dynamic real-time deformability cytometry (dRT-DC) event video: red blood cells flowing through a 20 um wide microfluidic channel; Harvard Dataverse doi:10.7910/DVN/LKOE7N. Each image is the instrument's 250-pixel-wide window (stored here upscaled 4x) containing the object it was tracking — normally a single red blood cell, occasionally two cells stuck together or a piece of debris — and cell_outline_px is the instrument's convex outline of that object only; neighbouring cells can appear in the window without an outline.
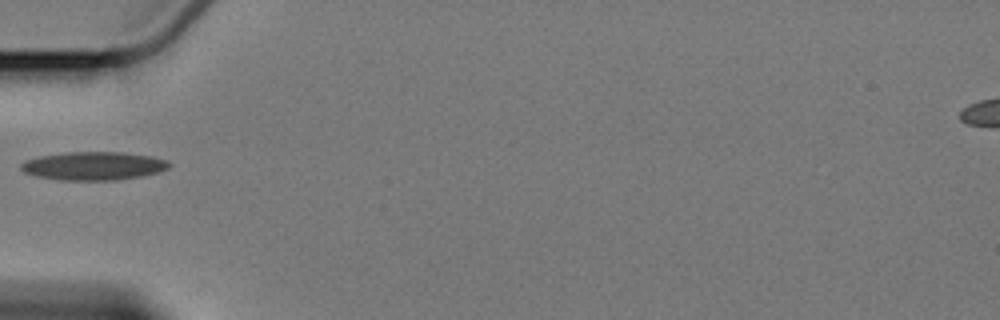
{"species": "Egyptian fruit bat (a non-hibernating species)", "species_latin": "Rousettus aegyptiacus", "temperature_condition": "cold", "stored_images_in_passage": 1, "camera_frame_rate_fps": 3000, "um_per_image_px": 0.085, "animal": {"sex": "female"}, "frame": {"image": 1, "passage_image": 1, "time_ms": 0.0, "image_size_px": [1000, 320], "cell_outline_px": [[172, 164], [168, 168], [160, 172], [140, 176], [116, 180], [60, 180], [36, 176], [24, 172], [20, 168], [20, 164], [24, 160], [36, 156], [64, 152], [124, 152], [152, 156], [168, 160]], "centroid_in_image_um": [7.94, 14.09], "position_along_channel_um": 77.1, "area_um2": 24.8}}